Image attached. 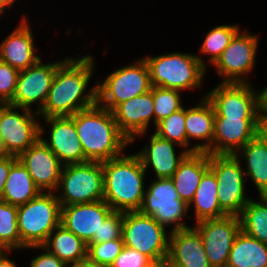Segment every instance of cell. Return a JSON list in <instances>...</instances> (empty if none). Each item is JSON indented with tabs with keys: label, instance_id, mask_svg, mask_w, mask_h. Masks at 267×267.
Wrapping results in <instances>:
<instances>
[{
	"label": "cell",
	"instance_id": "1",
	"mask_svg": "<svg viewBox=\"0 0 267 267\" xmlns=\"http://www.w3.org/2000/svg\"><path fill=\"white\" fill-rule=\"evenodd\" d=\"M93 70V58L89 55L64 59L57 66L47 100L38 114L44 118L72 116L94 106L97 103L96 85L84 93Z\"/></svg>",
	"mask_w": 267,
	"mask_h": 267
},
{
	"label": "cell",
	"instance_id": "2",
	"mask_svg": "<svg viewBox=\"0 0 267 267\" xmlns=\"http://www.w3.org/2000/svg\"><path fill=\"white\" fill-rule=\"evenodd\" d=\"M86 162H105L117 158L129 139L119 130L112 111L97 103L73 115Z\"/></svg>",
	"mask_w": 267,
	"mask_h": 267
},
{
	"label": "cell",
	"instance_id": "3",
	"mask_svg": "<svg viewBox=\"0 0 267 267\" xmlns=\"http://www.w3.org/2000/svg\"><path fill=\"white\" fill-rule=\"evenodd\" d=\"M103 200L113 211H138L144 197L146 170L135 154L102 162Z\"/></svg>",
	"mask_w": 267,
	"mask_h": 267
},
{
	"label": "cell",
	"instance_id": "4",
	"mask_svg": "<svg viewBox=\"0 0 267 267\" xmlns=\"http://www.w3.org/2000/svg\"><path fill=\"white\" fill-rule=\"evenodd\" d=\"M21 248L42 246L61 224V204L53 192H40L26 204L17 206Z\"/></svg>",
	"mask_w": 267,
	"mask_h": 267
},
{
	"label": "cell",
	"instance_id": "5",
	"mask_svg": "<svg viewBox=\"0 0 267 267\" xmlns=\"http://www.w3.org/2000/svg\"><path fill=\"white\" fill-rule=\"evenodd\" d=\"M152 86L184 90L200 87L205 73V61L189 53H170L146 57Z\"/></svg>",
	"mask_w": 267,
	"mask_h": 267
},
{
	"label": "cell",
	"instance_id": "6",
	"mask_svg": "<svg viewBox=\"0 0 267 267\" xmlns=\"http://www.w3.org/2000/svg\"><path fill=\"white\" fill-rule=\"evenodd\" d=\"M151 87L149 68L143 57L135 64L117 69L96 85L97 104L112 111L118 104L150 91Z\"/></svg>",
	"mask_w": 267,
	"mask_h": 267
},
{
	"label": "cell",
	"instance_id": "7",
	"mask_svg": "<svg viewBox=\"0 0 267 267\" xmlns=\"http://www.w3.org/2000/svg\"><path fill=\"white\" fill-rule=\"evenodd\" d=\"M57 195L61 207L101 201L104 197L103 167L101 162L64 165Z\"/></svg>",
	"mask_w": 267,
	"mask_h": 267
},
{
	"label": "cell",
	"instance_id": "8",
	"mask_svg": "<svg viewBox=\"0 0 267 267\" xmlns=\"http://www.w3.org/2000/svg\"><path fill=\"white\" fill-rule=\"evenodd\" d=\"M209 169L218 183V202L226 215L239 216L250 200L245 195L244 171L236 155L209 154Z\"/></svg>",
	"mask_w": 267,
	"mask_h": 267
},
{
	"label": "cell",
	"instance_id": "9",
	"mask_svg": "<svg viewBox=\"0 0 267 267\" xmlns=\"http://www.w3.org/2000/svg\"><path fill=\"white\" fill-rule=\"evenodd\" d=\"M165 228L152 216L144 215L139 211L123 212L124 247L137 250L150 259L168 256L169 237L167 238Z\"/></svg>",
	"mask_w": 267,
	"mask_h": 267
},
{
	"label": "cell",
	"instance_id": "10",
	"mask_svg": "<svg viewBox=\"0 0 267 267\" xmlns=\"http://www.w3.org/2000/svg\"><path fill=\"white\" fill-rule=\"evenodd\" d=\"M188 208V204L180 199L171 178H157L145 191L141 208L138 211L152 216L163 226L175 223L171 230L174 231L189 228L182 220Z\"/></svg>",
	"mask_w": 267,
	"mask_h": 267
},
{
	"label": "cell",
	"instance_id": "11",
	"mask_svg": "<svg viewBox=\"0 0 267 267\" xmlns=\"http://www.w3.org/2000/svg\"><path fill=\"white\" fill-rule=\"evenodd\" d=\"M215 118L260 119L258 94L247 83L220 82L205 96Z\"/></svg>",
	"mask_w": 267,
	"mask_h": 267
},
{
	"label": "cell",
	"instance_id": "12",
	"mask_svg": "<svg viewBox=\"0 0 267 267\" xmlns=\"http://www.w3.org/2000/svg\"><path fill=\"white\" fill-rule=\"evenodd\" d=\"M62 61L42 64L41 59L27 69L21 70L18 75L16 90L8 105L19 109L31 110L36 103L37 115L42 110L51 88L57 66ZM39 102V103H38Z\"/></svg>",
	"mask_w": 267,
	"mask_h": 267
},
{
	"label": "cell",
	"instance_id": "13",
	"mask_svg": "<svg viewBox=\"0 0 267 267\" xmlns=\"http://www.w3.org/2000/svg\"><path fill=\"white\" fill-rule=\"evenodd\" d=\"M212 267H226L236 236L241 231L239 216L226 215L195 223Z\"/></svg>",
	"mask_w": 267,
	"mask_h": 267
},
{
	"label": "cell",
	"instance_id": "14",
	"mask_svg": "<svg viewBox=\"0 0 267 267\" xmlns=\"http://www.w3.org/2000/svg\"><path fill=\"white\" fill-rule=\"evenodd\" d=\"M5 104L0 106V133L9 155L18 157L40 138V125L35 113Z\"/></svg>",
	"mask_w": 267,
	"mask_h": 267
},
{
	"label": "cell",
	"instance_id": "15",
	"mask_svg": "<svg viewBox=\"0 0 267 267\" xmlns=\"http://www.w3.org/2000/svg\"><path fill=\"white\" fill-rule=\"evenodd\" d=\"M258 36L240 30L213 64L223 83H247L243 76L252 71L258 47ZM241 77V78H240Z\"/></svg>",
	"mask_w": 267,
	"mask_h": 267
},
{
	"label": "cell",
	"instance_id": "16",
	"mask_svg": "<svg viewBox=\"0 0 267 267\" xmlns=\"http://www.w3.org/2000/svg\"><path fill=\"white\" fill-rule=\"evenodd\" d=\"M51 125L50 138H42L44 128L40 125V139L58 157L63 165L86 162L83 148L77 134L72 116H53L44 118ZM49 141V142H48Z\"/></svg>",
	"mask_w": 267,
	"mask_h": 267
},
{
	"label": "cell",
	"instance_id": "17",
	"mask_svg": "<svg viewBox=\"0 0 267 267\" xmlns=\"http://www.w3.org/2000/svg\"><path fill=\"white\" fill-rule=\"evenodd\" d=\"M17 159L41 192L46 189L49 190L47 192L57 190L64 165L40 138Z\"/></svg>",
	"mask_w": 267,
	"mask_h": 267
},
{
	"label": "cell",
	"instance_id": "18",
	"mask_svg": "<svg viewBox=\"0 0 267 267\" xmlns=\"http://www.w3.org/2000/svg\"><path fill=\"white\" fill-rule=\"evenodd\" d=\"M112 212L104 200L63 206L61 225L87 244L93 236H98L101 224Z\"/></svg>",
	"mask_w": 267,
	"mask_h": 267
},
{
	"label": "cell",
	"instance_id": "19",
	"mask_svg": "<svg viewBox=\"0 0 267 267\" xmlns=\"http://www.w3.org/2000/svg\"><path fill=\"white\" fill-rule=\"evenodd\" d=\"M112 114L119 130L130 142L135 140V136L141 137L146 132L151 118L155 124L153 86L150 91L118 104Z\"/></svg>",
	"mask_w": 267,
	"mask_h": 267
},
{
	"label": "cell",
	"instance_id": "20",
	"mask_svg": "<svg viewBox=\"0 0 267 267\" xmlns=\"http://www.w3.org/2000/svg\"><path fill=\"white\" fill-rule=\"evenodd\" d=\"M259 120L215 118L212 154L235 155L238 153L257 136Z\"/></svg>",
	"mask_w": 267,
	"mask_h": 267
},
{
	"label": "cell",
	"instance_id": "21",
	"mask_svg": "<svg viewBox=\"0 0 267 267\" xmlns=\"http://www.w3.org/2000/svg\"><path fill=\"white\" fill-rule=\"evenodd\" d=\"M168 257L177 267H212L206 256L201 235L195 227L169 233Z\"/></svg>",
	"mask_w": 267,
	"mask_h": 267
},
{
	"label": "cell",
	"instance_id": "22",
	"mask_svg": "<svg viewBox=\"0 0 267 267\" xmlns=\"http://www.w3.org/2000/svg\"><path fill=\"white\" fill-rule=\"evenodd\" d=\"M149 146H146L136 155L139 157L145 170L151 165L157 178H171L178 169L179 163L188 153H193V148L184 149L180 155L175 153L174 142L152 134Z\"/></svg>",
	"mask_w": 267,
	"mask_h": 267
},
{
	"label": "cell",
	"instance_id": "23",
	"mask_svg": "<svg viewBox=\"0 0 267 267\" xmlns=\"http://www.w3.org/2000/svg\"><path fill=\"white\" fill-rule=\"evenodd\" d=\"M26 21L24 17L18 27L0 44V61L19 71L29 68L40 60L34 53L36 49H34L33 33Z\"/></svg>",
	"mask_w": 267,
	"mask_h": 267
},
{
	"label": "cell",
	"instance_id": "24",
	"mask_svg": "<svg viewBox=\"0 0 267 267\" xmlns=\"http://www.w3.org/2000/svg\"><path fill=\"white\" fill-rule=\"evenodd\" d=\"M185 121L187 147L191 139H201L206 142L193 146V153L206 152L212 154L215 111L206 97L196 107L186 109Z\"/></svg>",
	"mask_w": 267,
	"mask_h": 267
},
{
	"label": "cell",
	"instance_id": "25",
	"mask_svg": "<svg viewBox=\"0 0 267 267\" xmlns=\"http://www.w3.org/2000/svg\"><path fill=\"white\" fill-rule=\"evenodd\" d=\"M209 169V154L206 152L188 153L179 163L171 180L180 199L191 202L204 173Z\"/></svg>",
	"mask_w": 267,
	"mask_h": 267
},
{
	"label": "cell",
	"instance_id": "26",
	"mask_svg": "<svg viewBox=\"0 0 267 267\" xmlns=\"http://www.w3.org/2000/svg\"><path fill=\"white\" fill-rule=\"evenodd\" d=\"M42 246L68 267L87 259V244L61 224L50 233Z\"/></svg>",
	"mask_w": 267,
	"mask_h": 267
},
{
	"label": "cell",
	"instance_id": "27",
	"mask_svg": "<svg viewBox=\"0 0 267 267\" xmlns=\"http://www.w3.org/2000/svg\"><path fill=\"white\" fill-rule=\"evenodd\" d=\"M196 223L208 219H217L226 216L218 202V183L215 174L208 169L201 178L200 184L193 199Z\"/></svg>",
	"mask_w": 267,
	"mask_h": 267
},
{
	"label": "cell",
	"instance_id": "28",
	"mask_svg": "<svg viewBox=\"0 0 267 267\" xmlns=\"http://www.w3.org/2000/svg\"><path fill=\"white\" fill-rule=\"evenodd\" d=\"M226 267H267V244L241 230L235 238Z\"/></svg>",
	"mask_w": 267,
	"mask_h": 267
},
{
	"label": "cell",
	"instance_id": "29",
	"mask_svg": "<svg viewBox=\"0 0 267 267\" xmlns=\"http://www.w3.org/2000/svg\"><path fill=\"white\" fill-rule=\"evenodd\" d=\"M40 192L26 168L17 160L9 171L2 200L20 206L35 198Z\"/></svg>",
	"mask_w": 267,
	"mask_h": 267
},
{
	"label": "cell",
	"instance_id": "30",
	"mask_svg": "<svg viewBox=\"0 0 267 267\" xmlns=\"http://www.w3.org/2000/svg\"><path fill=\"white\" fill-rule=\"evenodd\" d=\"M239 151L241 154L235 155L245 157L247 164V171L244 170L245 175L250 177L260 196H267V146L256 136Z\"/></svg>",
	"mask_w": 267,
	"mask_h": 267
},
{
	"label": "cell",
	"instance_id": "31",
	"mask_svg": "<svg viewBox=\"0 0 267 267\" xmlns=\"http://www.w3.org/2000/svg\"><path fill=\"white\" fill-rule=\"evenodd\" d=\"M261 202L249 200L239 215L241 230L254 239L267 244V196Z\"/></svg>",
	"mask_w": 267,
	"mask_h": 267
},
{
	"label": "cell",
	"instance_id": "32",
	"mask_svg": "<svg viewBox=\"0 0 267 267\" xmlns=\"http://www.w3.org/2000/svg\"><path fill=\"white\" fill-rule=\"evenodd\" d=\"M0 246L7 252L21 248L18 231L17 206L0 199Z\"/></svg>",
	"mask_w": 267,
	"mask_h": 267
},
{
	"label": "cell",
	"instance_id": "33",
	"mask_svg": "<svg viewBox=\"0 0 267 267\" xmlns=\"http://www.w3.org/2000/svg\"><path fill=\"white\" fill-rule=\"evenodd\" d=\"M239 30L238 25H220L211 29L200 47V53L209 55V63L214 64Z\"/></svg>",
	"mask_w": 267,
	"mask_h": 267
},
{
	"label": "cell",
	"instance_id": "34",
	"mask_svg": "<svg viewBox=\"0 0 267 267\" xmlns=\"http://www.w3.org/2000/svg\"><path fill=\"white\" fill-rule=\"evenodd\" d=\"M185 118L186 109L182 107L169 117L159 121L154 133L161 138L177 143L178 146L185 148L187 147Z\"/></svg>",
	"mask_w": 267,
	"mask_h": 267
},
{
	"label": "cell",
	"instance_id": "35",
	"mask_svg": "<svg viewBox=\"0 0 267 267\" xmlns=\"http://www.w3.org/2000/svg\"><path fill=\"white\" fill-rule=\"evenodd\" d=\"M124 248L122 238L101 243H87V261L100 267H110Z\"/></svg>",
	"mask_w": 267,
	"mask_h": 267
},
{
	"label": "cell",
	"instance_id": "36",
	"mask_svg": "<svg viewBox=\"0 0 267 267\" xmlns=\"http://www.w3.org/2000/svg\"><path fill=\"white\" fill-rule=\"evenodd\" d=\"M180 97L179 90L153 86L155 127L159 121L169 117L172 113L183 107Z\"/></svg>",
	"mask_w": 267,
	"mask_h": 267
},
{
	"label": "cell",
	"instance_id": "37",
	"mask_svg": "<svg viewBox=\"0 0 267 267\" xmlns=\"http://www.w3.org/2000/svg\"><path fill=\"white\" fill-rule=\"evenodd\" d=\"M122 227L123 212L113 211L101 224L98 236H93L88 243H101L122 238Z\"/></svg>",
	"mask_w": 267,
	"mask_h": 267
},
{
	"label": "cell",
	"instance_id": "38",
	"mask_svg": "<svg viewBox=\"0 0 267 267\" xmlns=\"http://www.w3.org/2000/svg\"><path fill=\"white\" fill-rule=\"evenodd\" d=\"M19 70L0 61V99L8 104L16 90Z\"/></svg>",
	"mask_w": 267,
	"mask_h": 267
},
{
	"label": "cell",
	"instance_id": "39",
	"mask_svg": "<svg viewBox=\"0 0 267 267\" xmlns=\"http://www.w3.org/2000/svg\"><path fill=\"white\" fill-rule=\"evenodd\" d=\"M150 260L145 254L124 247L110 267H146Z\"/></svg>",
	"mask_w": 267,
	"mask_h": 267
},
{
	"label": "cell",
	"instance_id": "40",
	"mask_svg": "<svg viewBox=\"0 0 267 267\" xmlns=\"http://www.w3.org/2000/svg\"><path fill=\"white\" fill-rule=\"evenodd\" d=\"M26 248H41L46 250L31 260L30 267H68L61 259L50 253L43 246H29Z\"/></svg>",
	"mask_w": 267,
	"mask_h": 267
},
{
	"label": "cell",
	"instance_id": "41",
	"mask_svg": "<svg viewBox=\"0 0 267 267\" xmlns=\"http://www.w3.org/2000/svg\"><path fill=\"white\" fill-rule=\"evenodd\" d=\"M17 157L9 155L6 157H0V199H2L4 186L8 178L11 166L17 161Z\"/></svg>",
	"mask_w": 267,
	"mask_h": 267
},
{
	"label": "cell",
	"instance_id": "42",
	"mask_svg": "<svg viewBox=\"0 0 267 267\" xmlns=\"http://www.w3.org/2000/svg\"><path fill=\"white\" fill-rule=\"evenodd\" d=\"M260 118H267V87L258 94Z\"/></svg>",
	"mask_w": 267,
	"mask_h": 267
},
{
	"label": "cell",
	"instance_id": "43",
	"mask_svg": "<svg viewBox=\"0 0 267 267\" xmlns=\"http://www.w3.org/2000/svg\"><path fill=\"white\" fill-rule=\"evenodd\" d=\"M257 136L267 146V118H260L257 127Z\"/></svg>",
	"mask_w": 267,
	"mask_h": 267
},
{
	"label": "cell",
	"instance_id": "44",
	"mask_svg": "<svg viewBox=\"0 0 267 267\" xmlns=\"http://www.w3.org/2000/svg\"><path fill=\"white\" fill-rule=\"evenodd\" d=\"M146 267H168V256L151 259Z\"/></svg>",
	"mask_w": 267,
	"mask_h": 267
},
{
	"label": "cell",
	"instance_id": "45",
	"mask_svg": "<svg viewBox=\"0 0 267 267\" xmlns=\"http://www.w3.org/2000/svg\"><path fill=\"white\" fill-rule=\"evenodd\" d=\"M6 250L0 255V267H17L16 263L8 259Z\"/></svg>",
	"mask_w": 267,
	"mask_h": 267
},
{
	"label": "cell",
	"instance_id": "46",
	"mask_svg": "<svg viewBox=\"0 0 267 267\" xmlns=\"http://www.w3.org/2000/svg\"><path fill=\"white\" fill-rule=\"evenodd\" d=\"M6 156H9V154L5 149V146H4V143H3V140H2V136H1V133H0V157H6Z\"/></svg>",
	"mask_w": 267,
	"mask_h": 267
},
{
	"label": "cell",
	"instance_id": "47",
	"mask_svg": "<svg viewBox=\"0 0 267 267\" xmlns=\"http://www.w3.org/2000/svg\"><path fill=\"white\" fill-rule=\"evenodd\" d=\"M15 0H0V7L5 11L7 7L12 6Z\"/></svg>",
	"mask_w": 267,
	"mask_h": 267
},
{
	"label": "cell",
	"instance_id": "48",
	"mask_svg": "<svg viewBox=\"0 0 267 267\" xmlns=\"http://www.w3.org/2000/svg\"><path fill=\"white\" fill-rule=\"evenodd\" d=\"M70 267H100V266H97L95 264H92V263H90V262H88L86 260V261L77 263L76 265H73V266H70Z\"/></svg>",
	"mask_w": 267,
	"mask_h": 267
},
{
	"label": "cell",
	"instance_id": "49",
	"mask_svg": "<svg viewBox=\"0 0 267 267\" xmlns=\"http://www.w3.org/2000/svg\"><path fill=\"white\" fill-rule=\"evenodd\" d=\"M168 267H177L176 265L172 264L169 260V257H168Z\"/></svg>",
	"mask_w": 267,
	"mask_h": 267
},
{
	"label": "cell",
	"instance_id": "50",
	"mask_svg": "<svg viewBox=\"0 0 267 267\" xmlns=\"http://www.w3.org/2000/svg\"><path fill=\"white\" fill-rule=\"evenodd\" d=\"M4 251H5V249L2 248V247L0 246V255H1Z\"/></svg>",
	"mask_w": 267,
	"mask_h": 267
},
{
	"label": "cell",
	"instance_id": "51",
	"mask_svg": "<svg viewBox=\"0 0 267 267\" xmlns=\"http://www.w3.org/2000/svg\"><path fill=\"white\" fill-rule=\"evenodd\" d=\"M4 13V10L0 7V16Z\"/></svg>",
	"mask_w": 267,
	"mask_h": 267
},
{
	"label": "cell",
	"instance_id": "52",
	"mask_svg": "<svg viewBox=\"0 0 267 267\" xmlns=\"http://www.w3.org/2000/svg\"><path fill=\"white\" fill-rule=\"evenodd\" d=\"M3 105H5V103L4 102H0V106H3Z\"/></svg>",
	"mask_w": 267,
	"mask_h": 267
}]
</instances>
